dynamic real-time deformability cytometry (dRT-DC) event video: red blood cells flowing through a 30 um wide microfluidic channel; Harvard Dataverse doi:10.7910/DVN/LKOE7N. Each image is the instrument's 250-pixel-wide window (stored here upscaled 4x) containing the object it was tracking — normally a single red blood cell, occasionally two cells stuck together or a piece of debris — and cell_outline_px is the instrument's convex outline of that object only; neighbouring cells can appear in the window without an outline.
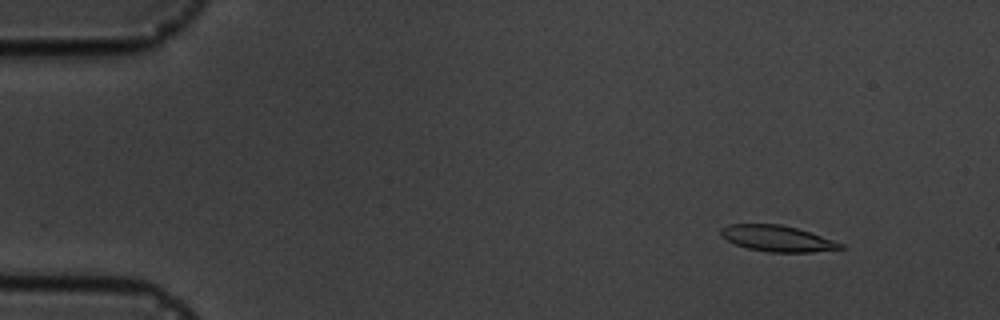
{"species": "common noctule bat (a hibernating species)", "species_latin": "Nyctalus noctula", "temperature_condition": "cold", "stored_images_in_passage": 6, "camera_frame_rate_fps": 3000, "um_per_image_px": 0.085, "animal": {"sex": "male", "body_mass_g": 19.5, "forearm_length_mm": 54.6}, "frame": {"image": 1, "passage_image": 2, "time_ms": 1.0, "image_size_px": [1000, 320], "cell_outline_px": [[848, 248], [812, 252], [768, 252], [748, 248], [736, 244], [720, 236], [720, 228], [728, 224], [780, 224], [796, 228], [844, 244]], "centroid_in_image_um": [66.06, 20.27], "position_along_channel_um": 18.9, "area_um2": 18.03}}
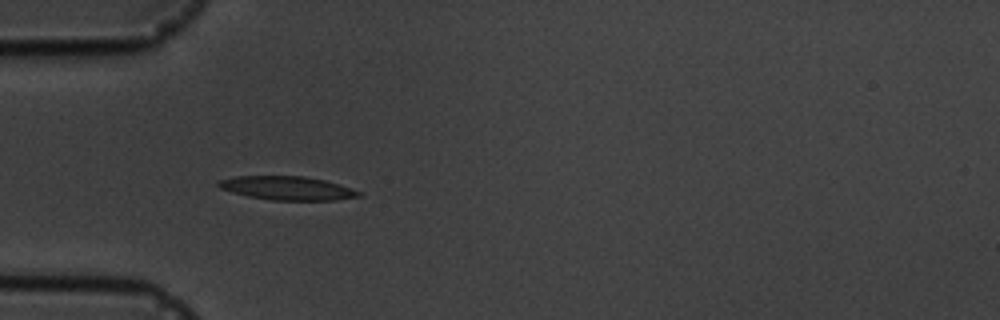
{"frame": {"image": 2, "passage_image": 5, "time_ms": 4.667, "image_size_px": [1000, 320], "cell_outline_px": [[364, 192], [360, 196], [336, 200], [272, 200], [248, 196], [232, 192], [220, 188], [216, 184], [220, 180], [236, 176], [304, 176], [324, 180], [340, 184]], "centroid_in_image_um": [24.46, 15.99], "position_along_channel_um": 60.5, "area_um2": 19.36}}
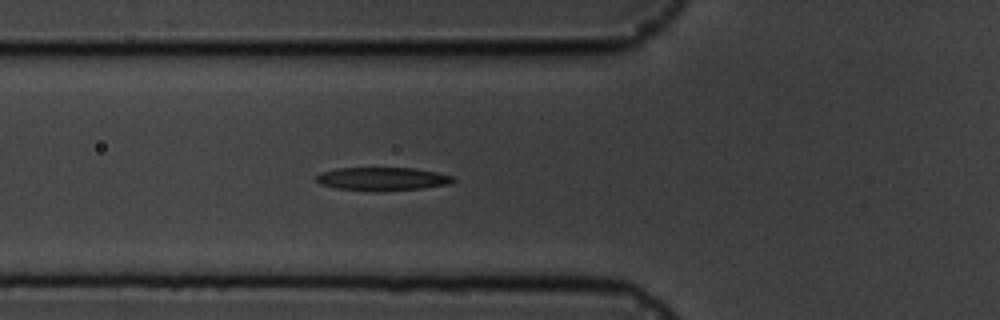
{"frame": {"image": 3, "passage_image": 6, "time_ms": 5.667, "image_size_px": [1000, 320], "cell_outline_px": [[456, 180], [448, 184], [424, 188], [336, 188], [320, 184], [316, 180], [316, 176], [320, 172], [336, 168], [416, 168], [456, 176]], "centroid_in_image_um": [32.54, 15.14], "position_along_channel_um": 93.3, "area_um2": 17.57}}